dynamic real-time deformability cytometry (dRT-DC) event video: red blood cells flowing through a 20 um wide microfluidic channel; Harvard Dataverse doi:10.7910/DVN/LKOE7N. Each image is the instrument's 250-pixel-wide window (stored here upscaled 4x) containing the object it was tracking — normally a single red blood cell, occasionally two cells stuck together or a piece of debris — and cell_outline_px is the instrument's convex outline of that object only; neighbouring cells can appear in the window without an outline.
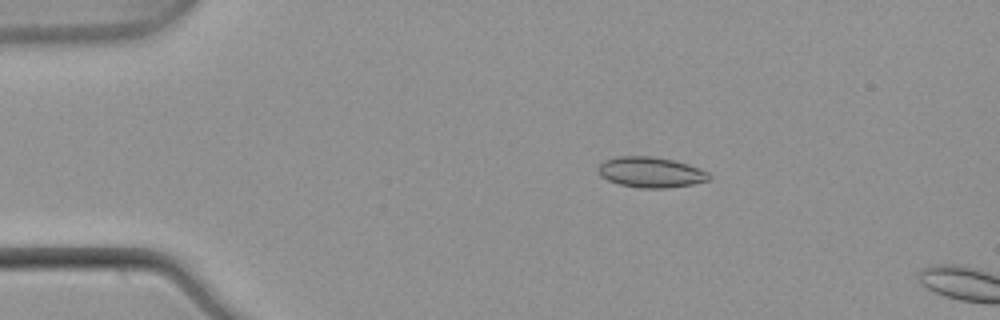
{"species": "common noctule bat (a hibernating species)", "species_latin": "Nyctalus noctula", "temperature_condition": "warm", "stored_images_in_passage": 13, "camera_frame_rate_fps": 3000, "um_per_image_px": 0.085, "animal": {"sex": "male", "body_mass_g": 21.5, "forearm_length_mm": 52.0}, "frame": {"image": 1, "passage_image": 10, "time_ms": 3.0, "image_size_px": [1000, 320], "cell_outline_px": [[712, 176], [708, 180], [692, 184], [664, 188], [640, 188], [620, 184], [608, 180], [600, 176], [596, 168], [604, 160], [620, 156], [648, 156], [672, 160], [688, 164], [700, 168], [708, 172]], "centroid_in_image_um": [55.3, 14.64], "position_along_channel_um": 29.7, "area_um2": 19.65}}